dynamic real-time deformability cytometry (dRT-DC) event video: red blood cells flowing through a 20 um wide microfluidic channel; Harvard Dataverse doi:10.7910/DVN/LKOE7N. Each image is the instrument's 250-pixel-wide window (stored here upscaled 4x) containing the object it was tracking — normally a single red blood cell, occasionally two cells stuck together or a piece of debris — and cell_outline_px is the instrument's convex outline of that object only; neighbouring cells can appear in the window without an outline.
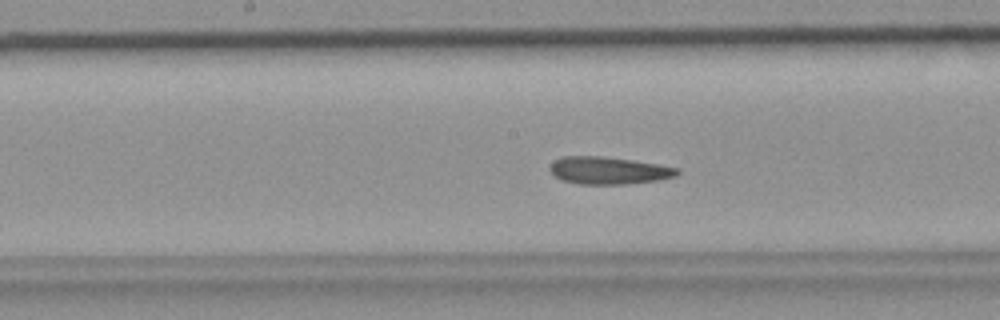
{"species": "common noctule bat (a hibernating species)", "species_latin": "Nyctalus noctula", "temperature_condition": "room temperature", "stored_images_in_passage": 37, "camera_frame_rate_fps": 3000, "um_per_image_px": 0.085, "animal": {"sex": "female", "body_mass_g": 19.9}, "frame": {"image": 1, "passage_image": 22, "time_ms": 7.0, "image_size_px": [1000, 320], "cell_outline_px": [[680, 172], [676, 176], [660, 180], [624, 184], [580, 184], [560, 180], [548, 168], [560, 156], [600, 156], [632, 160], [680, 168]], "centroid_in_image_um": [51.74, 14.49], "position_along_channel_um": 196.5, "area_um2": 20.29}}
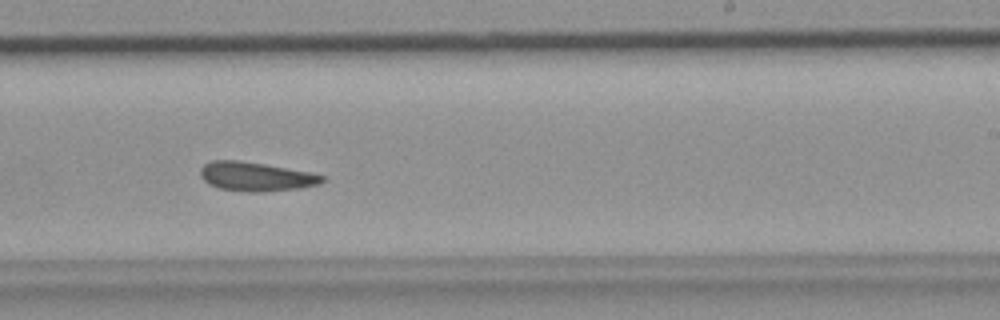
{"frame": {"image": 2, "passage_image": 27, "time_ms": 8.667, "image_size_px": [1000, 320], "cell_outline_px": [[324, 180], [320, 184], [300, 188], [264, 192], [248, 192], [220, 188], [208, 184], [200, 176], [200, 168], [204, 164], [212, 160], [236, 160], [264, 164], [308, 172], [324, 176]], "centroid_in_image_um": [21.72, 15.01], "position_along_channel_um": 267.3, "area_um2": 20.52}}